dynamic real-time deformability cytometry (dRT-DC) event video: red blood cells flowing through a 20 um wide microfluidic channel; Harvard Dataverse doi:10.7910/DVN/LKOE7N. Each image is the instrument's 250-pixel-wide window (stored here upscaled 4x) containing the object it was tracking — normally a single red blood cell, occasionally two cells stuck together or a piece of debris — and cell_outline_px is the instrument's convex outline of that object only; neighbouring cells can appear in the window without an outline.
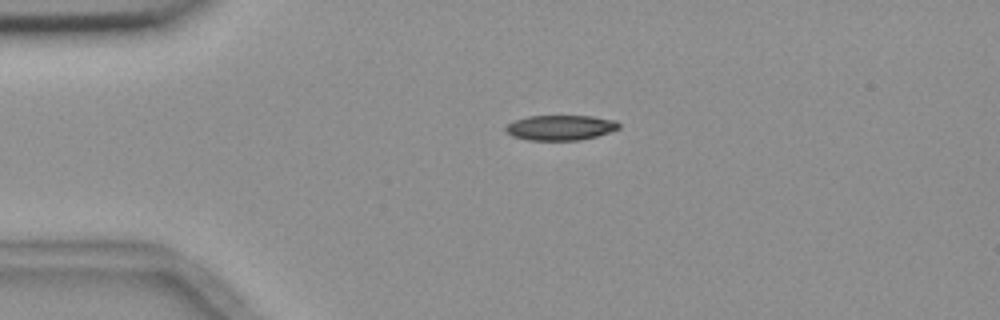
{"species": "common noctule bat (a hibernating species)", "species_latin": "Nyctalus noctula", "temperature_condition": "room temperature", "stored_images_in_passage": 44, "camera_frame_rate_fps": 3000, "um_per_image_px": 0.085, "animal": {"sex": "female", "body_mass_g": 18.4}, "frame": {"image": 1, "passage_image": 1, "time_ms": 0.0, "image_size_px": [1000, 320], "cell_outline_px": [[620, 128], [596, 136], [580, 140], [528, 140], [512, 136], [504, 128], [508, 124], [516, 120], [528, 116], [592, 116], [616, 120], [620, 124]], "centroid_in_image_um": [47.65, 10.84], "position_along_channel_um": 37.3, "area_um2": 16.47}}
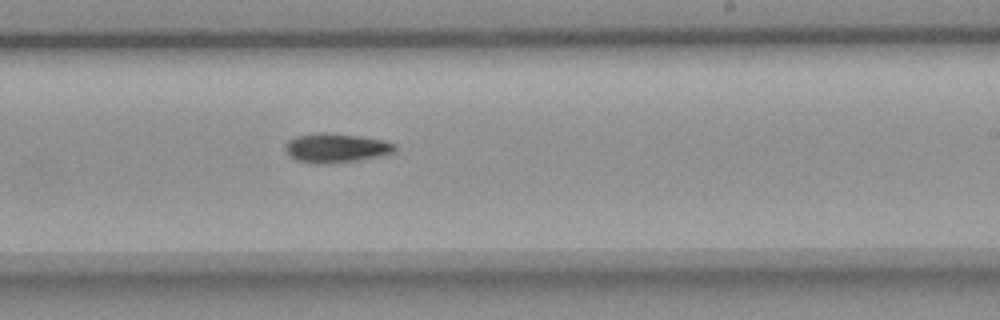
{"frame": {"image": 2, "passage_image": 22, "time_ms": 7.0, "image_size_px": [1000, 320], "cell_outline_px": [[396, 152], [356, 160], [328, 164], [312, 164], [296, 160], [284, 148], [284, 144], [288, 140], [296, 136], [316, 132], [324, 132], [360, 136], [384, 140], [396, 144]], "centroid_in_image_um": [28.54, 12.57], "position_along_channel_um": 260.5, "area_um2": 18.73}}
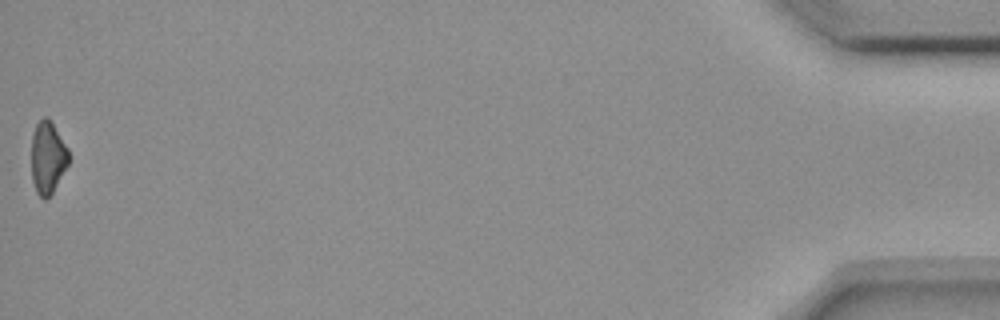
{"frame": {"image": 3, "passage_image": 44, "time_ms": 14.333, "image_size_px": [1000, 320], "cell_outline_px": [[68, 164], [52, 192], [44, 200], [36, 192], [32, 180], [32, 132], [36, 124], [44, 116], [48, 116], [68, 148]], "centroid_in_image_um": [4.04, 13.36], "position_along_channel_um": 431.2, "area_um2": 15.55}, "authors_computed_cell_mechanics": {"area_um2": 17.4556, "velocity_mm_per_s": 3.6648, "shape_relaxation_time_tau1_ms": 7.6262, "shape_relaxation_time_tau2_ms": null, "deformation_change_tau1": 0.1618, "deformation_change_tau2": null}}